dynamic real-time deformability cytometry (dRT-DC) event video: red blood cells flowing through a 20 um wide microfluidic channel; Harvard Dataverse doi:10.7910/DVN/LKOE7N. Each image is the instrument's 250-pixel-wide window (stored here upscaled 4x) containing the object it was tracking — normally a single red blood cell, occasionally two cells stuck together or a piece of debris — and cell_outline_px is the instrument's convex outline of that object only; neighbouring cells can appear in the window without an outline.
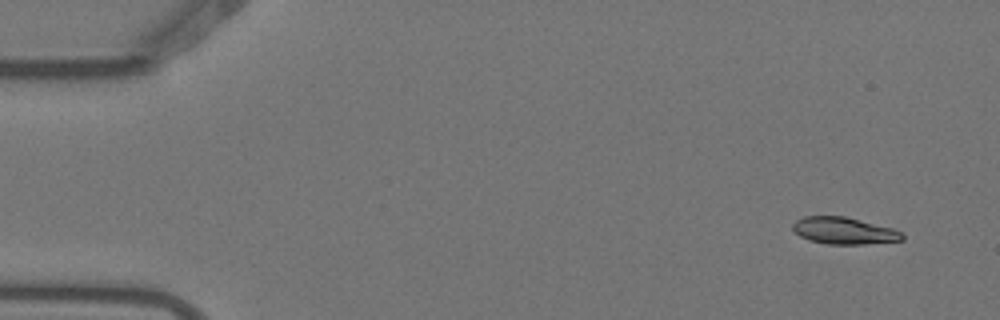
{"species": "Egyptian fruit bat (a non-hibernating species)", "species_latin": "Rousettus aegyptiacus", "temperature_condition": "warm", "stored_images_in_passage": 5, "camera_frame_rate_fps": 3000, "um_per_image_px": 0.085, "animal": {"sex": "female"}, "frame": {"image": 1, "passage_image": 1, "time_ms": 0.0, "image_size_px": [1000, 320], "cell_outline_px": [[904, 240], [864, 244], [828, 244], [808, 240], [800, 236], [792, 228], [792, 224], [796, 220], [804, 216], [844, 216], [892, 228], [900, 232], [904, 236]], "centroid_in_image_um": [71.71, 19.61], "position_along_channel_um": 13.3, "area_um2": 17.05}}
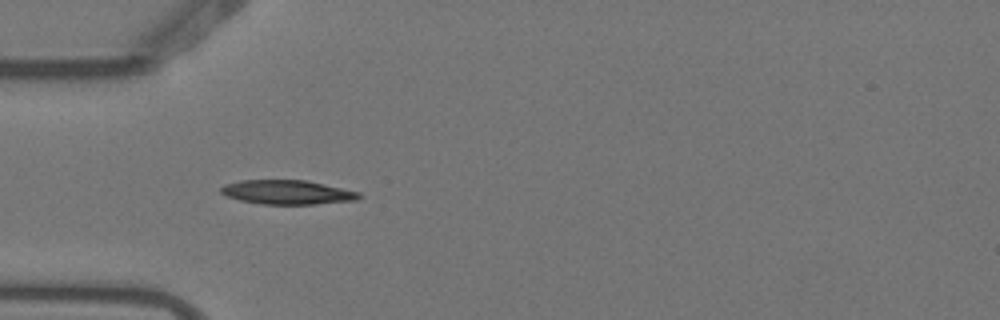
{"frame": {"image": 2, "passage_image": 4, "time_ms": 1.0, "image_size_px": [1000, 320], "cell_outline_px": [[360, 196], [356, 200], [316, 204], [260, 204], [240, 200], [228, 196], [220, 192], [220, 188], [224, 184], [240, 180], [304, 180], [360, 192]], "centroid_in_image_um": [24.38, 16.34], "position_along_channel_um": 60.6, "area_um2": 19.31}}
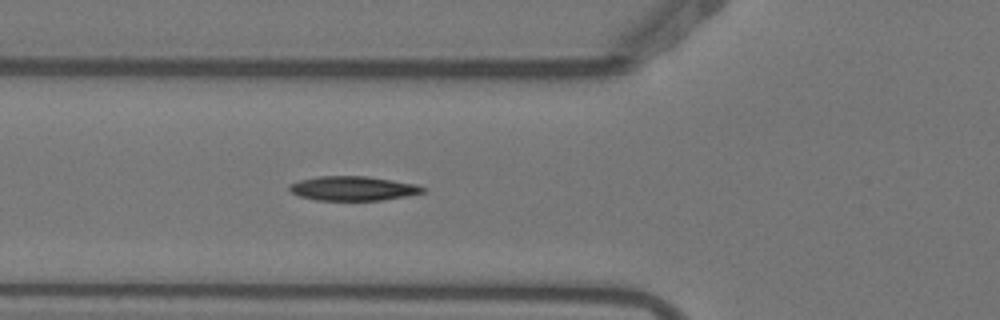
{"frame": {"image": 3, "passage_image": 5, "time_ms": 1.333, "image_size_px": [1000, 320], "cell_outline_px": [[424, 192], [408, 196], [384, 200], [316, 200], [300, 196], [292, 192], [288, 188], [288, 184], [300, 180], [320, 176], [364, 176], [392, 180], [416, 184], [424, 188]], "centroid_in_image_um": [30.0, 16.02], "position_along_channel_um": 95.8, "area_um2": 18.84}}